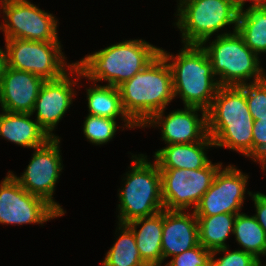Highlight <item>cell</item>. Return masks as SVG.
I'll list each match as a JSON object with an SVG mask.
<instances>
[{"mask_svg":"<svg viewBox=\"0 0 266 266\" xmlns=\"http://www.w3.org/2000/svg\"><path fill=\"white\" fill-rule=\"evenodd\" d=\"M253 125L244 85L219 86L207 110V132L214 146L245 156L253 146Z\"/></svg>","mask_w":266,"mask_h":266,"instance_id":"cell-1","label":"cell"},{"mask_svg":"<svg viewBox=\"0 0 266 266\" xmlns=\"http://www.w3.org/2000/svg\"><path fill=\"white\" fill-rule=\"evenodd\" d=\"M118 89L123 111L137 127H142L156 112L167 109L175 99L172 73L161 54Z\"/></svg>","mask_w":266,"mask_h":266,"instance_id":"cell-2","label":"cell"},{"mask_svg":"<svg viewBox=\"0 0 266 266\" xmlns=\"http://www.w3.org/2000/svg\"><path fill=\"white\" fill-rule=\"evenodd\" d=\"M160 49L143 39H130L88 54L75 65L83 78L118 87L141 72L160 54Z\"/></svg>","mask_w":266,"mask_h":266,"instance_id":"cell-3","label":"cell"},{"mask_svg":"<svg viewBox=\"0 0 266 266\" xmlns=\"http://www.w3.org/2000/svg\"><path fill=\"white\" fill-rule=\"evenodd\" d=\"M166 59L173 82L174 97H180L184 106L208 110L219 84L213 75L212 65L201 45H183L175 56L160 49Z\"/></svg>","mask_w":266,"mask_h":266,"instance_id":"cell-4","label":"cell"},{"mask_svg":"<svg viewBox=\"0 0 266 266\" xmlns=\"http://www.w3.org/2000/svg\"><path fill=\"white\" fill-rule=\"evenodd\" d=\"M130 171L126 172L124 187L118 190V222L152 216L164 210L161 195V175L157 162L148 161L144 154L132 155Z\"/></svg>","mask_w":266,"mask_h":266,"instance_id":"cell-5","label":"cell"},{"mask_svg":"<svg viewBox=\"0 0 266 266\" xmlns=\"http://www.w3.org/2000/svg\"><path fill=\"white\" fill-rule=\"evenodd\" d=\"M215 38L208 42L209 45L201 47L209 57L219 86H241L248 81L250 84L266 78L259 56L245 44L237 31L221 32ZM216 76H219L218 79Z\"/></svg>","mask_w":266,"mask_h":266,"instance_id":"cell-6","label":"cell"},{"mask_svg":"<svg viewBox=\"0 0 266 266\" xmlns=\"http://www.w3.org/2000/svg\"><path fill=\"white\" fill-rule=\"evenodd\" d=\"M173 25L180 30L183 45H207L215 32L234 25L237 31L239 11L231 0H181Z\"/></svg>","mask_w":266,"mask_h":266,"instance_id":"cell-7","label":"cell"},{"mask_svg":"<svg viewBox=\"0 0 266 266\" xmlns=\"http://www.w3.org/2000/svg\"><path fill=\"white\" fill-rule=\"evenodd\" d=\"M7 67L30 72L47 80L64 76L75 66L68 63L60 42L5 39ZM67 67V69H66Z\"/></svg>","mask_w":266,"mask_h":266,"instance_id":"cell-8","label":"cell"},{"mask_svg":"<svg viewBox=\"0 0 266 266\" xmlns=\"http://www.w3.org/2000/svg\"><path fill=\"white\" fill-rule=\"evenodd\" d=\"M0 4V12L4 14L0 30L5 39L61 42L57 33L59 22L51 13L29 0H0Z\"/></svg>","mask_w":266,"mask_h":266,"instance_id":"cell-9","label":"cell"},{"mask_svg":"<svg viewBox=\"0 0 266 266\" xmlns=\"http://www.w3.org/2000/svg\"><path fill=\"white\" fill-rule=\"evenodd\" d=\"M221 167L211 161L201 169H160L164 209L194 210Z\"/></svg>","mask_w":266,"mask_h":266,"instance_id":"cell-10","label":"cell"},{"mask_svg":"<svg viewBox=\"0 0 266 266\" xmlns=\"http://www.w3.org/2000/svg\"><path fill=\"white\" fill-rule=\"evenodd\" d=\"M60 141V138H50L43 146L34 148L32 159L20 177L9 172L23 189L43 198L63 216L66 211L53 198L57 180L63 170Z\"/></svg>","mask_w":266,"mask_h":266,"instance_id":"cell-11","label":"cell"},{"mask_svg":"<svg viewBox=\"0 0 266 266\" xmlns=\"http://www.w3.org/2000/svg\"><path fill=\"white\" fill-rule=\"evenodd\" d=\"M61 217L43 198L23 189L14 176L8 174L0 183V224H41Z\"/></svg>","mask_w":266,"mask_h":266,"instance_id":"cell-12","label":"cell"},{"mask_svg":"<svg viewBox=\"0 0 266 266\" xmlns=\"http://www.w3.org/2000/svg\"><path fill=\"white\" fill-rule=\"evenodd\" d=\"M249 176L235 166L221 167L211 187L192 210L196 216H212L222 213H241Z\"/></svg>","mask_w":266,"mask_h":266,"instance_id":"cell-13","label":"cell"},{"mask_svg":"<svg viewBox=\"0 0 266 266\" xmlns=\"http://www.w3.org/2000/svg\"><path fill=\"white\" fill-rule=\"evenodd\" d=\"M70 77L78 79L74 80ZM80 78L82 73L75 65L59 79L47 80L43 83L32 114L36 111L35 120L50 138H59L53 131L73 103V97L76 95L74 86L78 84L77 81Z\"/></svg>","mask_w":266,"mask_h":266,"instance_id":"cell-14","label":"cell"},{"mask_svg":"<svg viewBox=\"0 0 266 266\" xmlns=\"http://www.w3.org/2000/svg\"><path fill=\"white\" fill-rule=\"evenodd\" d=\"M156 112L143 126L160 127L165 144H188L202 141L207 135V111L199 107L184 106L165 114ZM201 111V116L198 112ZM165 116V117H164ZM200 116V117H199Z\"/></svg>","mask_w":266,"mask_h":266,"instance_id":"cell-15","label":"cell"},{"mask_svg":"<svg viewBox=\"0 0 266 266\" xmlns=\"http://www.w3.org/2000/svg\"><path fill=\"white\" fill-rule=\"evenodd\" d=\"M45 80L30 72L6 67L0 84L1 110L30 113Z\"/></svg>","mask_w":266,"mask_h":266,"instance_id":"cell-16","label":"cell"},{"mask_svg":"<svg viewBox=\"0 0 266 266\" xmlns=\"http://www.w3.org/2000/svg\"><path fill=\"white\" fill-rule=\"evenodd\" d=\"M199 244L197 217L194 212L163 210V261Z\"/></svg>","mask_w":266,"mask_h":266,"instance_id":"cell-17","label":"cell"},{"mask_svg":"<svg viewBox=\"0 0 266 266\" xmlns=\"http://www.w3.org/2000/svg\"><path fill=\"white\" fill-rule=\"evenodd\" d=\"M210 147L215 146L207 135L196 143L166 145L154 153V160L159 169H201L211 162L206 153Z\"/></svg>","mask_w":266,"mask_h":266,"instance_id":"cell-18","label":"cell"},{"mask_svg":"<svg viewBox=\"0 0 266 266\" xmlns=\"http://www.w3.org/2000/svg\"><path fill=\"white\" fill-rule=\"evenodd\" d=\"M126 225L132 230L139 254L148 266H161L163 210L148 217L134 219ZM137 228H140L139 230Z\"/></svg>","mask_w":266,"mask_h":266,"instance_id":"cell-19","label":"cell"},{"mask_svg":"<svg viewBox=\"0 0 266 266\" xmlns=\"http://www.w3.org/2000/svg\"><path fill=\"white\" fill-rule=\"evenodd\" d=\"M0 137L25 148L43 146L50 137L39 123L30 119V113H12L1 110Z\"/></svg>","mask_w":266,"mask_h":266,"instance_id":"cell-20","label":"cell"},{"mask_svg":"<svg viewBox=\"0 0 266 266\" xmlns=\"http://www.w3.org/2000/svg\"><path fill=\"white\" fill-rule=\"evenodd\" d=\"M93 86L86 88L89 115L110 119L121 117V120L124 121L122 128L135 129L137 127L123 111L118 87L107 84L102 86L96 82Z\"/></svg>","mask_w":266,"mask_h":266,"instance_id":"cell-21","label":"cell"},{"mask_svg":"<svg viewBox=\"0 0 266 266\" xmlns=\"http://www.w3.org/2000/svg\"><path fill=\"white\" fill-rule=\"evenodd\" d=\"M238 213H222L212 216H196L199 243L209 251L229 247L225 241L233 234L234 220Z\"/></svg>","mask_w":266,"mask_h":266,"instance_id":"cell-22","label":"cell"},{"mask_svg":"<svg viewBox=\"0 0 266 266\" xmlns=\"http://www.w3.org/2000/svg\"><path fill=\"white\" fill-rule=\"evenodd\" d=\"M237 32L255 54L266 53V7L245 8L239 12Z\"/></svg>","mask_w":266,"mask_h":266,"instance_id":"cell-23","label":"cell"},{"mask_svg":"<svg viewBox=\"0 0 266 266\" xmlns=\"http://www.w3.org/2000/svg\"><path fill=\"white\" fill-rule=\"evenodd\" d=\"M116 232L119 236L105 254L102 266H148L139 254L132 230L126 224L118 223Z\"/></svg>","mask_w":266,"mask_h":266,"instance_id":"cell-24","label":"cell"},{"mask_svg":"<svg viewBox=\"0 0 266 266\" xmlns=\"http://www.w3.org/2000/svg\"><path fill=\"white\" fill-rule=\"evenodd\" d=\"M233 235L243 251L259 260L261 255L266 256V233L254 216L238 213L234 220Z\"/></svg>","mask_w":266,"mask_h":266,"instance_id":"cell-25","label":"cell"},{"mask_svg":"<svg viewBox=\"0 0 266 266\" xmlns=\"http://www.w3.org/2000/svg\"><path fill=\"white\" fill-rule=\"evenodd\" d=\"M83 133L94 145H102L111 141L117 132L116 119L87 115L83 124Z\"/></svg>","mask_w":266,"mask_h":266,"instance_id":"cell-26","label":"cell"},{"mask_svg":"<svg viewBox=\"0 0 266 266\" xmlns=\"http://www.w3.org/2000/svg\"><path fill=\"white\" fill-rule=\"evenodd\" d=\"M244 93L253 120L266 119V78L245 84Z\"/></svg>","mask_w":266,"mask_h":266,"instance_id":"cell-27","label":"cell"},{"mask_svg":"<svg viewBox=\"0 0 266 266\" xmlns=\"http://www.w3.org/2000/svg\"><path fill=\"white\" fill-rule=\"evenodd\" d=\"M225 253L220 258H215L219 253ZM259 259L253 254L237 249L229 251V247L212 251L211 266H258Z\"/></svg>","mask_w":266,"mask_h":266,"instance_id":"cell-28","label":"cell"},{"mask_svg":"<svg viewBox=\"0 0 266 266\" xmlns=\"http://www.w3.org/2000/svg\"><path fill=\"white\" fill-rule=\"evenodd\" d=\"M212 251L204 248L200 243L181 254L171 258L165 266H211Z\"/></svg>","mask_w":266,"mask_h":266,"instance_id":"cell-29","label":"cell"},{"mask_svg":"<svg viewBox=\"0 0 266 266\" xmlns=\"http://www.w3.org/2000/svg\"><path fill=\"white\" fill-rule=\"evenodd\" d=\"M245 156L258 162L264 172L266 169V119L254 120L253 146Z\"/></svg>","mask_w":266,"mask_h":266,"instance_id":"cell-30","label":"cell"},{"mask_svg":"<svg viewBox=\"0 0 266 266\" xmlns=\"http://www.w3.org/2000/svg\"><path fill=\"white\" fill-rule=\"evenodd\" d=\"M254 201L256 214L253 215L259 225L264 229L266 233V195L260 192H247Z\"/></svg>","mask_w":266,"mask_h":266,"instance_id":"cell-31","label":"cell"},{"mask_svg":"<svg viewBox=\"0 0 266 266\" xmlns=\"http://www.w3.org/2000/svg\"><path fill=\"white\" fill-rule=\"evenodd\" d=\"M233 2L234 7L239 11H244L245 3L248 1H251L252 4H250L247 8H257V7H266V0H231Z\"/></svg>","mask_w":266,"mask_h":266,"instance_id":"cell-32","label":"cell"},{"mask_svg":"<svg viewBox=\"0 0 266 266\" xmlns=\"http://www.w3.org/2000/svg\"><path fill=\"white\" fill-rule=\"evenodd\" d=\"M6 67H7V51L5 47V50L0 48V84H1L4 72L6 70Z\"/></svg>","mask_w":266,"mask_h":266,"instance_id":"cell-33","label":"cell"},{"mask_svg":"<svg viewBox=\"0 0 266 266\" xmlns=\"http://www.w3.org/2000/svg\"><path fill=\"white\" fill-rule=\"evenodd\" d=\"M261 263H262V261L260 259L259 262H258V266H266V264L265 265H262Z\"/></svg>","mask_w":266,"mask_h":266,"instance_id":"cell-34","label":"cell"}]
</instances>
